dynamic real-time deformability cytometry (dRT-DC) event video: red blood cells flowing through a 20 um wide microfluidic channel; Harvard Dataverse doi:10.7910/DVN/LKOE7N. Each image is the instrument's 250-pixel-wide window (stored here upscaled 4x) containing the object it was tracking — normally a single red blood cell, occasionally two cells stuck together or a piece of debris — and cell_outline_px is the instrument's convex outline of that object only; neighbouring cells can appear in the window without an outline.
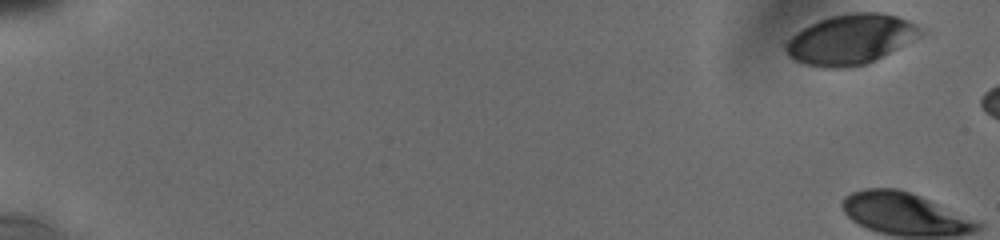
{"species": "human", "species_latin": "Homo sapiens", "temperature_condition": "cold", "stored_images_in_passage": 3, "camera_frame_rate_fps": 3000, "um_per_image_px": 0.085, "donor": {"sex": "male"}, "frame": {"image": 1, "passage_image": 1, "time_ms": 0.0, "image_size_px": [1000, 240], "cell_outline_px": [[928, 32], [864, 64], [848, 68], [824, 68], [804, 64], [788, 56], [784, 48], [788, 40], [796, 32], [820, 20], [832, 16], [852, 12], [884, 12], [908, 20], [928, 28]], "centroid_in_image_um": [72.34, 3.33], "position_along_channel_um": 12.7, "area_um2": 39.13}}